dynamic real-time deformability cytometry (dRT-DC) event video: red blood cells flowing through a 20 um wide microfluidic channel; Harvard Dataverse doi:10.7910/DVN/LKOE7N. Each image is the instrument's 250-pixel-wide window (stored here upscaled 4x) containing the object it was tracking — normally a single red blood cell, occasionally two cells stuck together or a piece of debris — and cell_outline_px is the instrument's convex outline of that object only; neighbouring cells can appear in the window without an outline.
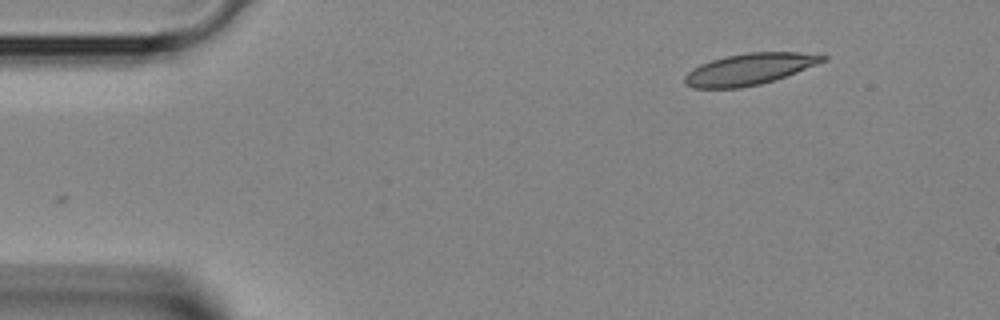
{"species": "Egyptian fruit bat (a non-hibernating species)", "species_latin": "Rousettus aegyptiacus", "temperature_condition": "room temperature", "stored_images_in_passage": 3, "camera_frame_rate_fps": 3000, "um_per_image_px": 0.085, "animal": {"sex": "female"}, "frame": {"image": 1, "passage_image": 1, "time_ms": 0.0, "image_size_px": [1000, 320], "cell_outline_px": [[828, 60], [776, 80], [760, 84], [740, 88], [692, 88], [684, 84], [684, 76], [692, 68], [700, 64], [712, 60], [728, 56], [748, 52], [820, 52], [828, 56]], "centroid_in_image_um": [63.77, 5.87], "position_along_channel_um": 21.2, "area_um2": 25.66}}
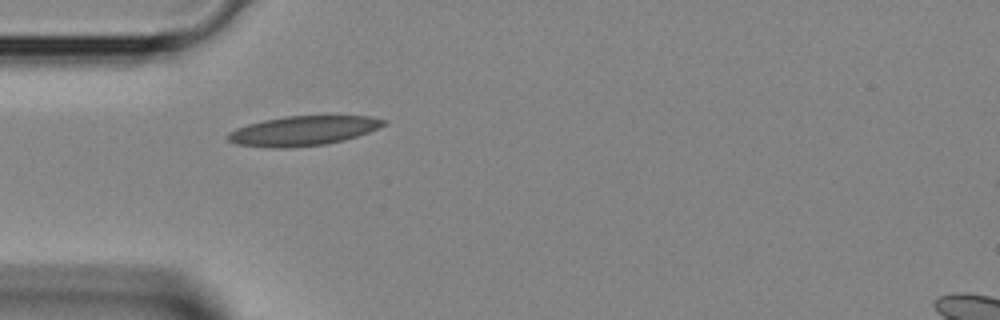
{"frame": {"image": 2, "passage_image": 3, "time_ms": 0.667, "image_size_px": [1000, 320], "cell_outline_px": [[388, 124], [380, 128], [344, 140], [324, 144], [292, 148], [272, 148], [236, 144], [228, 140], [228, 132], [236, 128], [248, 124], [264, 120], [284, 116], [368, 116], [388, 120]], "centroid_in_image_um": [25.78, 11.11], "position_along_channel_um": 59.2, "area_um2": 26.93}}